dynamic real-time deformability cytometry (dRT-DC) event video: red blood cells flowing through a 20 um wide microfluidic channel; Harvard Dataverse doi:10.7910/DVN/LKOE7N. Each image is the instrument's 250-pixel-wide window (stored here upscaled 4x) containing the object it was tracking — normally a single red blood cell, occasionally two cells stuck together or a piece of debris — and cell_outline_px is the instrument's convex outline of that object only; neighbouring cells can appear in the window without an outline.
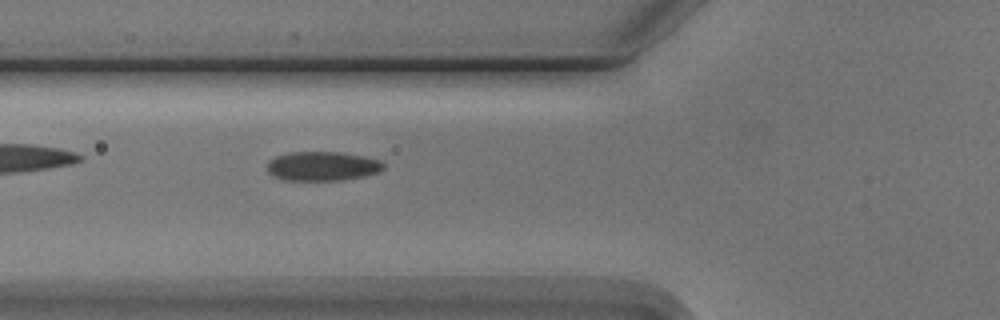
{"species": "Egyptian fruit bat (a non-hibernating species)", "species_latin": "Rousettus aegyptiacus", "temperature_condition": "cold", "stored_images_in_passage": 2, "camera_frame_rate_fps": 3000, "um_per_image_px": 0.085, "animal": {"sex": "male"}, "frame": {"image": 1, "passage_image": 2, "time_ms": 1.0, "image_size_px": [1000, 320], "cell_outline_px": [[384, 168], [380, 172], [364, 176], [340, 180], [288, 180], [272, 176], [268, 172], [268, 160], [276, 156], [288, 152], [340, 152], [364, 156], [380, 160], [384, 164]], "centroid_in_image_um": [27.41, 14.11], "position_along_channel_um": 98.4, "area_um2": 19.88}}